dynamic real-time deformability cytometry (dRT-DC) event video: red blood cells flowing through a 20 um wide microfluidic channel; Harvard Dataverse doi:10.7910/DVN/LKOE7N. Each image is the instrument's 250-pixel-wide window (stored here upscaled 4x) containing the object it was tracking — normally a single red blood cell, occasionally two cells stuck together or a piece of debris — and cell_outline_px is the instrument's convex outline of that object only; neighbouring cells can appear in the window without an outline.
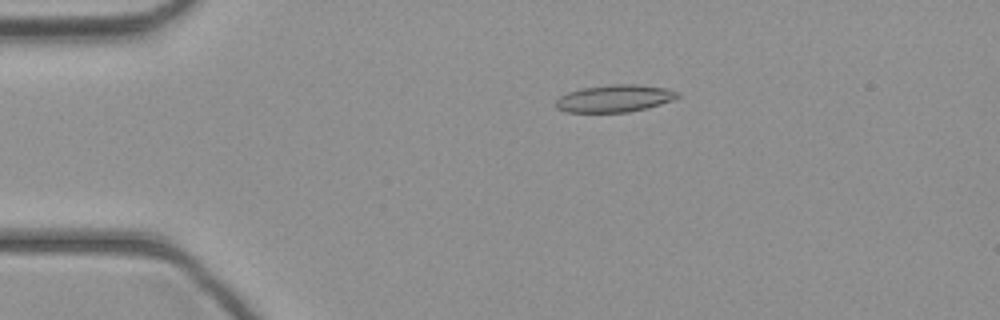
{"species": "common noctule bat (a hibernating species)", "species_latin": "Nyctalus noctula", "temperature_condition": "cold", "stored_images_in_passage": 45, "camera_frame_rate_fps": 3000, "um_per_image_px": 0.085, "animal": {"sex": "female", "body_mass_g": 21.9}, "frame": {"image": 1, "passage_image": 9, "time_ms": 2.667, "image_size_px": [1000, 320], "cell_outline_px": [[680, 96], [672, 100], [648, 108], [628, 112], [564, 112], [556, 108], [556, 100], [560, 96], [568, 92], [580, 88], [612, 84], [640, 84], [664, 88], [676, 92]], "centroid_in_image_um": [52.2, 8.37], "position_along_channel_um": 32.8, "area_um2": 19.36}}
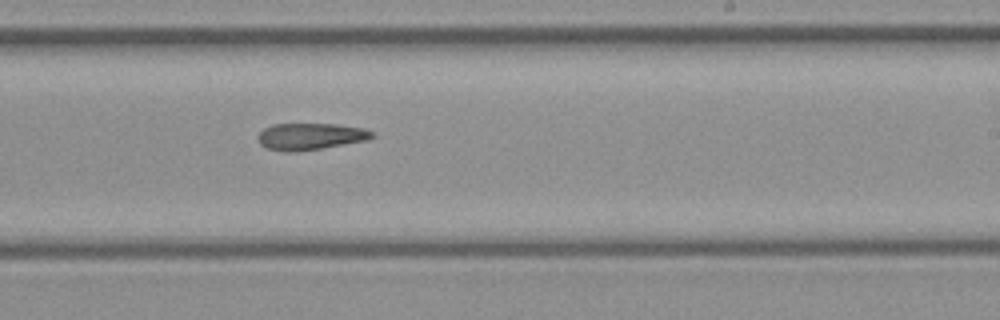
{"frame": {"image": 2, "passage_image": 27, "time_ms": 8.667, "image_size_px": [1000, 320], "cell_outline_px": [[376, 136], [368, 140], [296, 152], [284, 152], [264, 148], [260, 144], [256, 136], [264, 128], [272, 124], [336, 124], [364, 128], [372, 132]], "centroid_in_image_um": [26.34, 11.6], "position_along_channel_um": 262.7, "area_um2": 17.92}}
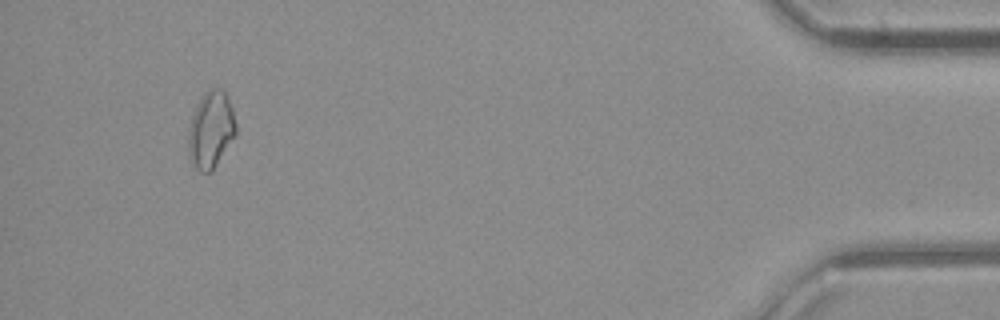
{"frame": {"image": 3, "passage_image": 42, "time_ms": 13.667, "image_size_px": [1000, 320], "cell_outline_px": [[236, 136], [212, 172], [200, 172], [196, 168], [188, 156], [188, 128], [196, 104], [204, 92], [212, 84], [224, 88], [232, 108], [236, 124]], "centroid_in_image_um": [17.93, 10.98], "position_along_channel_um": 417.3, "area_um2": 21.96}}